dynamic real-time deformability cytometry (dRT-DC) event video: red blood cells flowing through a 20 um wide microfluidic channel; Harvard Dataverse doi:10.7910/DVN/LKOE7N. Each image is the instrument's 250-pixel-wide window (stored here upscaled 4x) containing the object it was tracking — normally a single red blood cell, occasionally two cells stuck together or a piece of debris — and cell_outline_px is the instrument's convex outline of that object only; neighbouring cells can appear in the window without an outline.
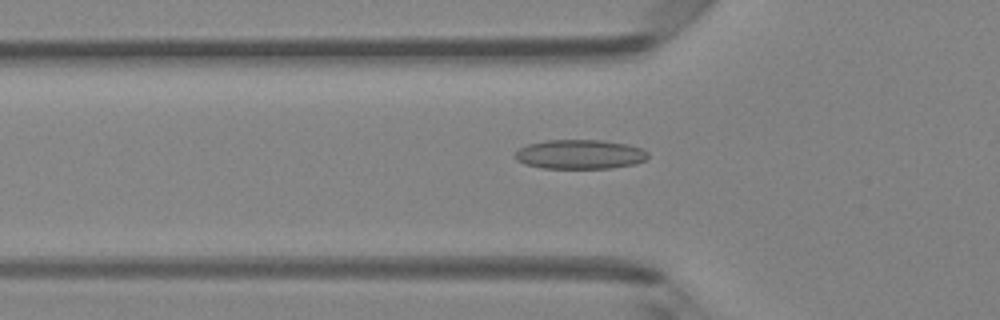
{"species": "Egyptian fruit bat (a non-hibernating species)", "species_latin": "Rousettus aegyptiacus", "temperature_condition": "room temperature", "stored_images_in_passage": 33, "camera_frame_rate_fps": 3000, "um_per_image_px": 0.085, "animal": {"sex": "female"}, "frame": {"image": 1, "passage_image": 2, "time_ms": 0.333, "image_size_px": [1000, 320], "cell_outline_px": [[648, 156], [644, 160], [636, 164], [612, 168], [540, 168], [524, 164], [516, 160], [516, 152], [520, 148], [528, 144], [544, 140], [604, 140], [628, 144], [640, 148], [648, 152]], "centroid_in_image_um": [49.29, 13.12], "position_along_channel_um": 76.5, "area_um2": 22.83}}
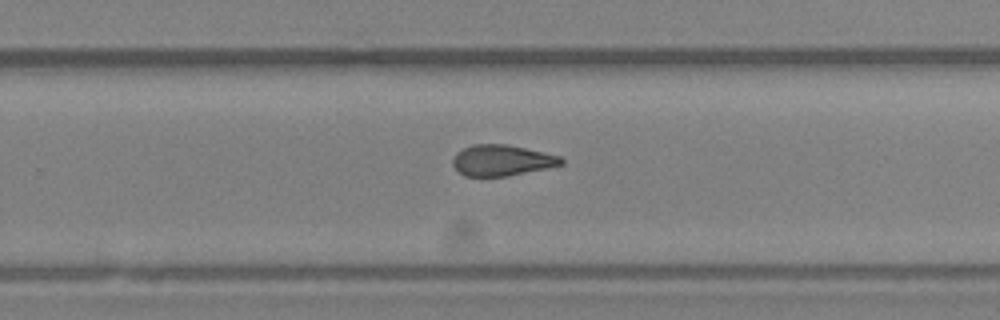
{"frame": {"image": 2, "passage_image": 17, "time_ms": 5.333, "image_size_px": [1000, 320], "cell_outline_px": [[564, 164], [548, 168], [508, 176], [464, 176], [452, 164], [452, 160], [456, 152], [472, 144], [508, 144], [544, 152], [560, 156], [564, 160]], "centroid_in_image_um": [42.67, 13.62], "position_along_channel_um": 287.1, "area_um2": 19.65}}
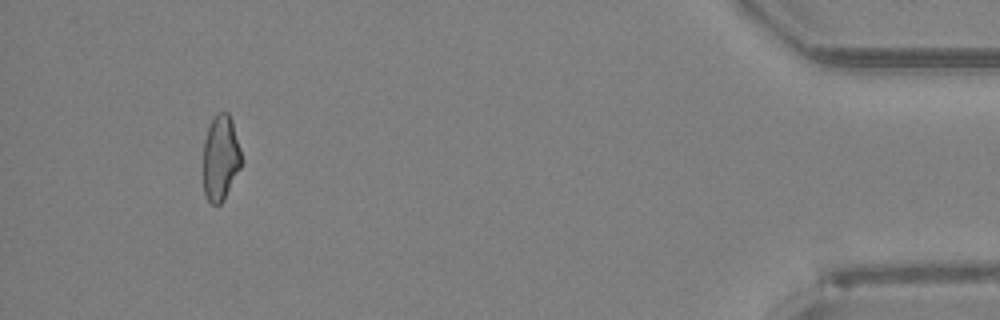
{"frame": {"image": 3, "passage_image": 31, "time_ms": 10.0, "image_size_px": [1000, 320], "cell_outline_px": [[240, 168], [224, 200], [220, 204], [212, 204], [208, 200], [204, 192], [204, 140], [208, 128], [216, 112], [228, 112], [232, 120], [240, 148]], "centroid_in_image_um": [18.74, 13.41], "position_along_channel_um": 416.5, "area_um2": 18.79}, "authors_computed_cell_mechanics": {"area_um2": 19.9988, "velocity_mm_per_s": 4.2225, "shape_relaxation_time_tau1_ms": null, "shape_relaxation_time_tau2_ms": 2.8019, "deformation_change_tau1": null, "deformation_change_tau2": 0.1072}}